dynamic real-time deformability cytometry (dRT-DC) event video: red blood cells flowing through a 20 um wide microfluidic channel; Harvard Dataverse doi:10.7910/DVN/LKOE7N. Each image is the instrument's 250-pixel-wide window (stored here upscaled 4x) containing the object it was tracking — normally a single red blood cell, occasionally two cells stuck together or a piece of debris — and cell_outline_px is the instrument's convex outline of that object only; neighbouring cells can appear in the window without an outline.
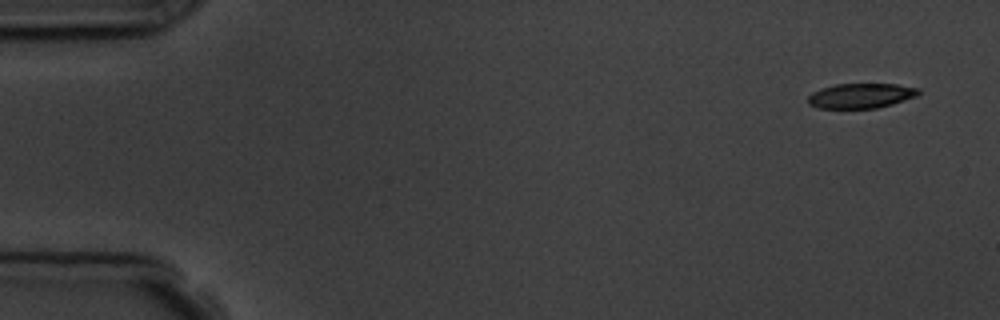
{"species": "common noctule bat (a hibernating species)", "species_latin": "Nyctalus noctula", "temperature_condition": "room temperature", "stored_images_in_passage": 4, "camera_frame_rate_fps": 3000, "um_per_image_px": 0.085, "animal": {"sex": "male", "body_mass_g": 19.5, "forearm_length_mm": 54.6}, "frame": {"image": 1, "passage_image": 1, "time_ms": 0.0, "image_size_px": [1000, 320], "cell_outline_px": [[920, 92], [916, 96], [892, 104], [876, 108], [816, 108], [808, 104], [808, 96], [812, 92], [820, 88], [836, 84], [896, 84], [920, 88]], "centroid_in_image_um": [73.15, 8.13], "position_along_channel_um": 11.8, "area_um2": 16.07}}
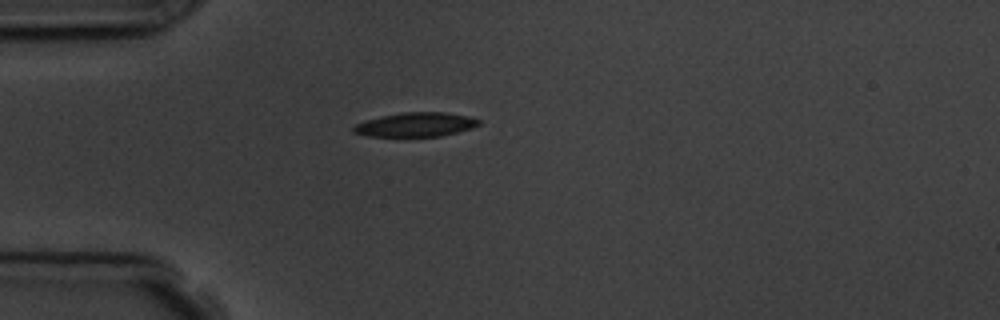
{"frame": {"image": 2, "passage_image": 4, "time_ms": 4.0, "image_size_px": [1000, 320], "cell_outline_px": [[480, 124], [472, 128], [440, 136], [368, 136], [352, 132], [352, 128], [356, 124], [380, 116], [404, 112], [444, 112], [468, 116], [480, 120]], "centroid_in_image_um": [35.34, 10.59], "position_along_channel_um": 49.7, "area_um2": 17.46}}